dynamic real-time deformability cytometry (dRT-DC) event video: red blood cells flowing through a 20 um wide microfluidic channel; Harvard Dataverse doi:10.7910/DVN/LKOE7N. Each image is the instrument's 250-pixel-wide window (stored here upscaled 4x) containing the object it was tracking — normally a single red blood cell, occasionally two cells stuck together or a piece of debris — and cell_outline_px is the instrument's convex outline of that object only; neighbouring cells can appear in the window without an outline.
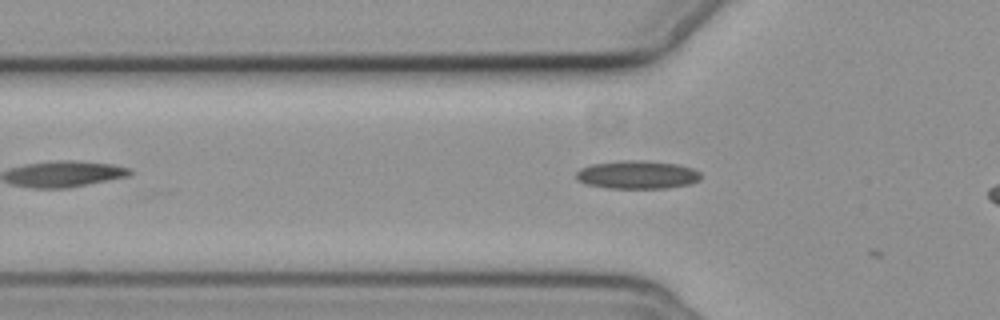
{"species": "common noctule bat (a hibernating species)", "species_latin": "Nyctalus noctula", "temperature_condition": "cold", "stored_images_in_passage": 7, "camera_frame_rate_fps": 3000, "um_per_image_px": 0.085, "animal": {"sex": "female", "body_mass_g": 19.3, "forearm_length_mm": 54.1}, "frame": {"image": 1, "passage_image": 3, "time_ms": 0.667, "image_size_px": [1000, 320], "cell_outline_px": [[700, 180], [688, 184], [668, 188], [608, 188], [584, 184], [576, 180], [576, 172], [580, 168], [592, 164], [620, 160], [640, 160], [676, 164], [692, 168], [700, 172]], "centroid_in_image_um": [54.12, 14.85], "position_along_channel_um": 71.7, "area_um2": 20.58}}
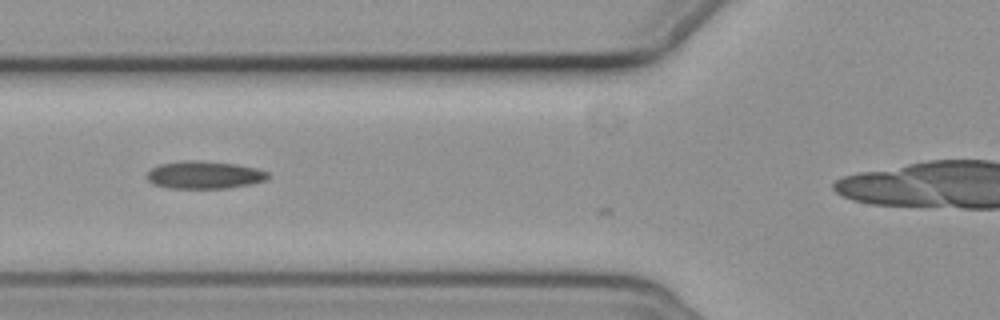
{"frame": {"image": 2, "passage_image": 6, "time_ms": 1.667, "image_size_px": [1000, 320], "cell_outline_px": [[268, 176], [264, 180], [252, 184], [228, 188], [168, 188], [152, 184], [148, 180], [148, 172], [152, 168], [160, 164], [184, 160], [200, 160], [236, 164], [256, 168], [268, 172]], "centroid_in_image_um": [17.36, 14.86], "position_along_channel_um": 108.4, "area_um2": 19.48}}